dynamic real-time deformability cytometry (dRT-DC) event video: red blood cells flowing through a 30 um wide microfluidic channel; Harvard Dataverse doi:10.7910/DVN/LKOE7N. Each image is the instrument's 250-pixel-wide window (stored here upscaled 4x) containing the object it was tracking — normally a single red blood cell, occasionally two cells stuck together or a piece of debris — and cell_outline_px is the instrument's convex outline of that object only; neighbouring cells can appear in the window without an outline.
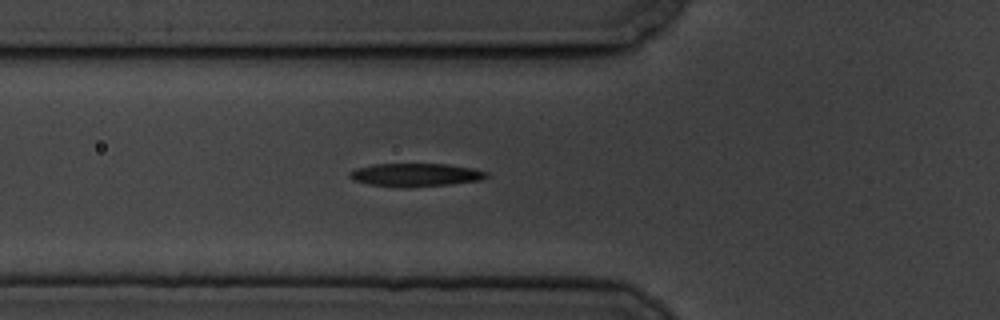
{"species": "common noctule bat (a hibernating species)", "species_latin": "Nyctalus noctula", "temperature_condition": "cold", "stored_images_in_passage": 5, "camera_frame_rate_fps": 3000, "um_per_image_px": 0.085, "animal": {"sex": "male", "body_mass_g": 19.5, "forearm_length_mm": 54.6}, "frame": {"image": 1, "passage_image": 5, "time_ms": 4.667, "image_size_px": [1000, 320], "cell_outline_px": [[488, 176], [480, 180], [452, 184], [408, 188], [404, 188], [368, 184], [352, 180], [348, 176], [348, 172], [356, 168], [372, 164], [448, 164], [472, 168], [488, 172]], "centroid_in_image_um": [35.29, 14.87], "position_along_channel_um": 90.5, "area_um2": 18.73}}